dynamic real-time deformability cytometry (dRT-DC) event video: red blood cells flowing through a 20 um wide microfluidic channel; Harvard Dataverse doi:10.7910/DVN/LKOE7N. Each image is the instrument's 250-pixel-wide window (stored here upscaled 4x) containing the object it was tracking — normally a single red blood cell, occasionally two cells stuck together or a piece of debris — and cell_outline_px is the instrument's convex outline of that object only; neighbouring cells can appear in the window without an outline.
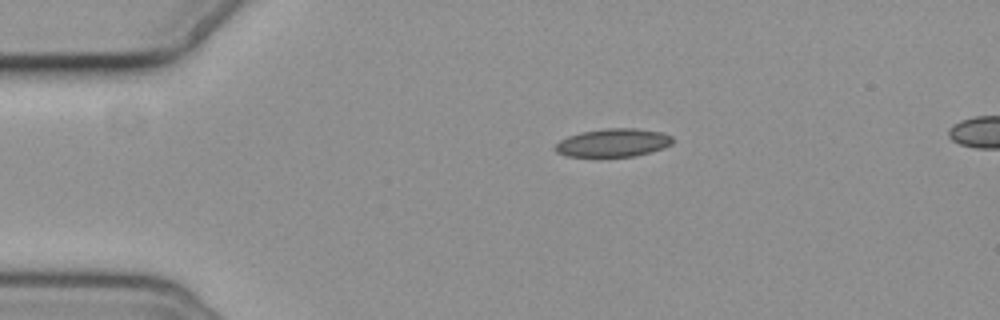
{"species": "common noctule bat (a hibernating species)", "species_latin": "Nyctalus noctula", "temperature_condition": "cold", "stored_images_in_passage": 3, "camera_frame_rate_fps": 3000, "um_per_image_px": 0.085, "animal": {"sex": "female", "body_mass_g": 19.3, "forearm_length_mm": 54.1}, "frame": {"image": 1, "passage_image": 1, "time_ms": 0.0, "image_size_px": [1000, 320], "cell_outline_px": [[672, 144], [664, 148], [652, 152], [636, 156], [596, 160], [564, 156], [556, 152], [556, 144], [560, 140], [568, 136], [580, 132], [608, 128], [636, 128], [660, 132], [672, 136]], "centroid_in_image_um": [52.07, 12.19], "position_along_channel_um": 32.9, "area_um2": 20.29}}